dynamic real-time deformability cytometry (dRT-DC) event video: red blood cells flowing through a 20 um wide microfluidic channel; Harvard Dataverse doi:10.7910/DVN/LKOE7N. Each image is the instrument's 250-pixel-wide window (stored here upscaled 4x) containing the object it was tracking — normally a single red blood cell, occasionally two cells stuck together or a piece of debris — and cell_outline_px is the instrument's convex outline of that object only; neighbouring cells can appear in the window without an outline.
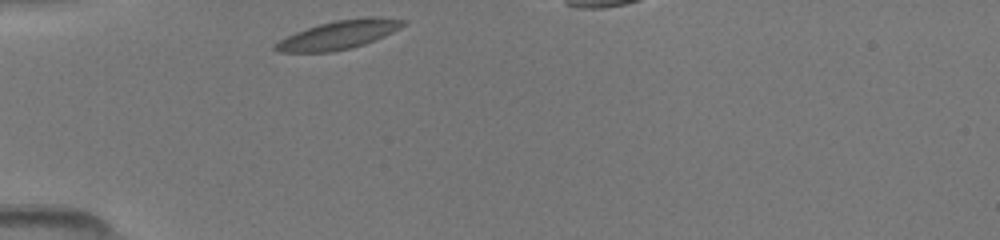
{"species": "common noctule bat (a hibernating species)", "species_latin": "Nyctalus noctula", "temperature_condition": "room temperature", "stored_images_in_passage": 28, "camera_frame_rate_fps": 3000, "um_per_image_px": 0.085, "animal": {"sex": "female", "body_mass_g": 19.5, "forearm_length_mm": 54.1}, "frame": {"image": 1, "passage_image": 1, "time_ms": 0.0, "image_size_px": [1000, 240], "cell_outline_px": [[408, 20], [400, 28], [384, 36], [364, 44], [352, 48], [332, 52], [280, 52], [272, 48], [272, 44], [296, 32], [320, 24], [336, 20], [364, 16], [380, 16]], "centroid_in_image_um": [28.82, 2.95], "position_along_channel_um": 56.2, "area_um2": 21.39}}
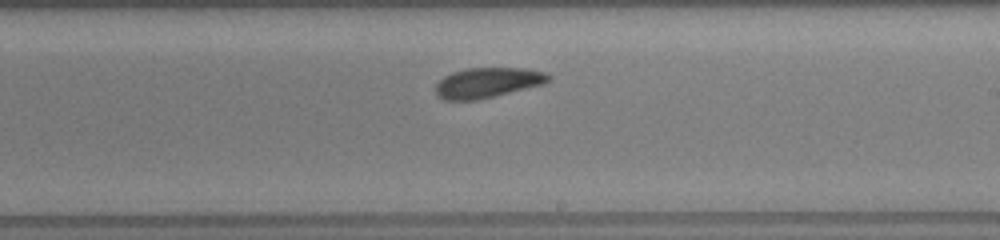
{"frame": {"image": 2, "passage_image": 16, "time_ms": 5.0, "image_size_px": [1000, 240], "cell_outline_px": [[552, 80], [544, 84], [476, 100], [444, 100], [436, 96], [436, 84], [444, 76], [452, 72], [464, 68], [524, 68], [548, 72], [552, 76]], "centroid_in_image_um": [41.47, 7.01], "position_along_channel_um": 247.5, "area_um2": 20.0}}
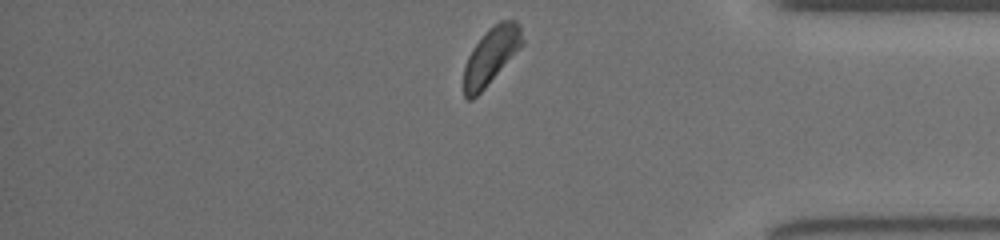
{"frame": {"image": 3, "passage_image": 28, "time_ms": 9.0, "image_size_px": [1000, 240], "cell_outline_px": [[524, 44], [484, 88], [472, 100], [468, 100], [464, 96], [464, 68], [468, 56], [472, 48], [484, 32], [488, 28], [500, 20], [516, 20], [520, 28], [524, 40]], "centroid_in_image_um": [41.74, 4.72], "position_along_channel_um": 393.5, "area_um2": 19.25}}